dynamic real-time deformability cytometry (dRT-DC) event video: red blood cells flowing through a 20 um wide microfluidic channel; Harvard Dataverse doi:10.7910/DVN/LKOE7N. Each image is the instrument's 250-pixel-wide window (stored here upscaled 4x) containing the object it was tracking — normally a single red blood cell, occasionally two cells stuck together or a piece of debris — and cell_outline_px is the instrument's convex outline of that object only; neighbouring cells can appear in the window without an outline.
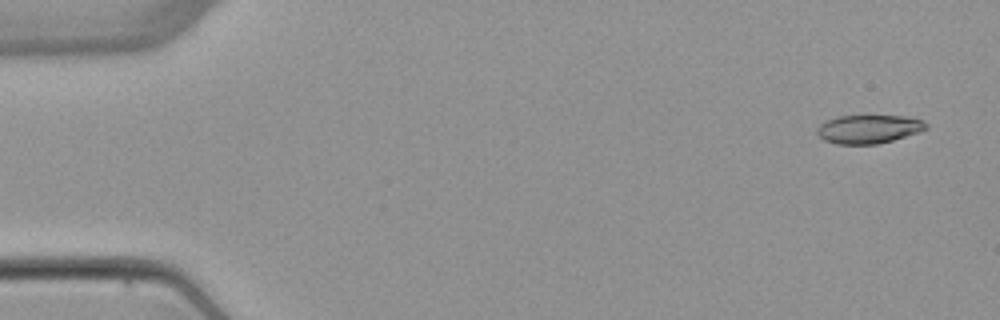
{"species": "common noctule bat (a hibernating species)", "species_latin": "Nyctalus noctula", "temperature_condition": "warm", "stored_images_in_passage": 6, "camera_frame_rate_fps": 3000, "um_per_image_px": 0.085, "animal": {"sex": "female", "body_mass_g": 22.7, "forearm_length_mm": 54.2}, "frame": {"image": 1, "passage_image": 1, "time_ms": 0.0, "image_size_px": [1000, 320], "cell_outline_px": [[928, 128], [920, 132], [892, 140], [876, 144], [836, 144], [824, 140], [816, 132], [816, 128], [820, 124], [836, 116], [904, 116], [924, 120], [928, 124]], "centroid_in_image_um": [73.85, 10.97], "position_along_channel_um": 11.2, "area_um2": 18.15}}
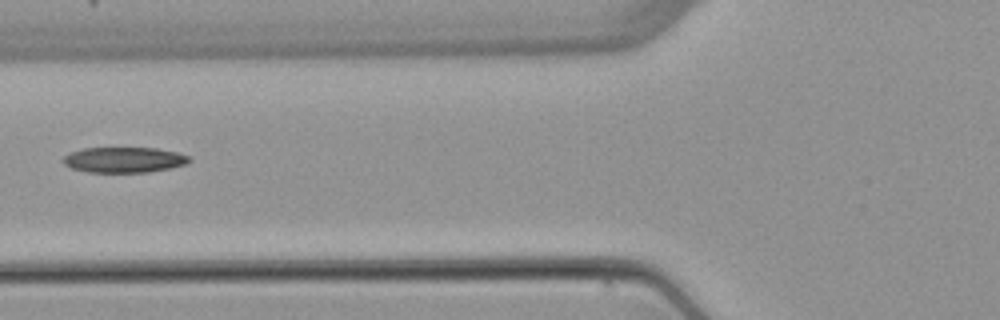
{"frame": {"image": 2, "passage_image": 5, "time_ms": 6.0, "image_size_px": [1000, 320], "cell_outline_px": [[192, 160], [184, 164], [168, 168], [148, 172], [88, 172], [72, 168], [64, 164], [60, 160], [64, 156], [72, 152], [84, 148], [156, 148], [176, 152], [188, 156]], "centroid_in_image_um": [10.51, 13.58], "position_along_channel_um": 115.3, "area_um2": 18.55}}
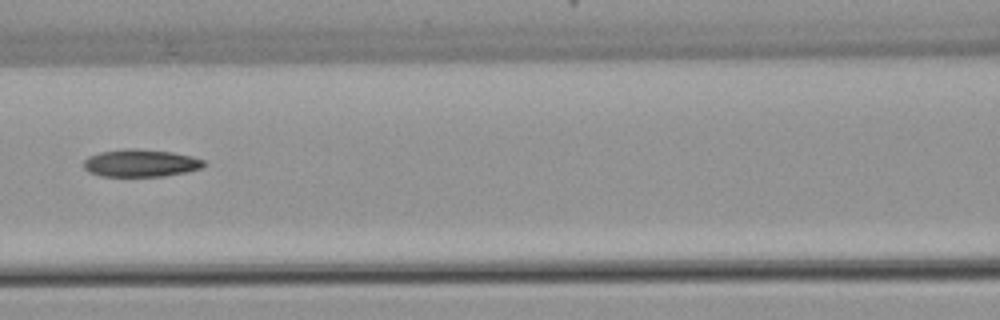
{"frame": {"image": 3, "passage_image": 6, "time_ms": 7.0, "image_size_px": [1000, 320], "cell_outline_px": [[208, 164], [200, 168], [188, 172], [164, 176], [100, 176], [88, 172], [84, 168], [84, 160], [88, 156], [100, 152], [124, 148], [136, 148], [172, 152], [192, 156], [204, 160]], "centroid_in_image_um": [11.96, 13.86], "position_along_channel_um": 154.6, "area_um2": 19.48}}